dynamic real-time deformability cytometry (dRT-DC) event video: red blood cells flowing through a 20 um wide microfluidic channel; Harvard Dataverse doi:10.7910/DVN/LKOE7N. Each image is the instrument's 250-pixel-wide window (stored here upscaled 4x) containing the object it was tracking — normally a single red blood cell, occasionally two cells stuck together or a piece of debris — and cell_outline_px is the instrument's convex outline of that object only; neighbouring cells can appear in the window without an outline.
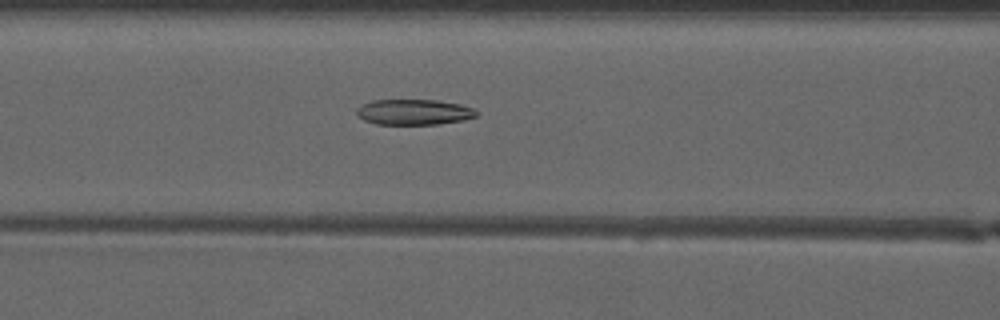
{"species": "common noctule bat (a hibernating species)", "species_latin": "Nyctalus noctula", "temperature_condition": "warm", "stored_images_in_passage": 51, "camera_frame_rate_fps": 3000, "um_per_image_px": 0.085, "animal": {"sex": "male", "forearm_length_mm": 52.5}, "frame": {"image": 1, "passage_image": 23, "time_ms": 7.333, "image_size_px": [1000, 320], "cell_outline_px": [[480, 112], [476, 116], [464, 120], [440, 124], [376, 124], [364, 120], [356, 116], [356, 108], [360, 104], [372, 100], [436, 100], [460, 104], [472, 108]], "centroid_in_image_um": [35.15, 9.52], "position_along_channel_um": 131.4, "area_um2": 18.03}}
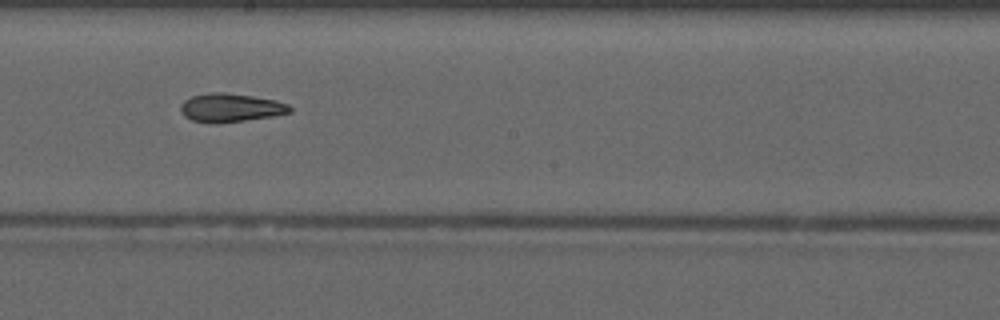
{"frame": {"image": 2, "passage_image": 30, "time_ms": 9.667, "image_size_px": [1000, 320], "cell_outline_px": [[292, 112], [272, 116], [216, 124], [208, 124], [192, 120], [184, 116], [180, 112], [180, 104], [184, 100], [192, 96], [208, 92], [224, 92], [252, 96], [276, 100], [288, 104], [292, 108]], "centroid_in_image_um": [19.56, 9.16], "position_along_channel_um": 228.6, "area_um2": 18.38}}
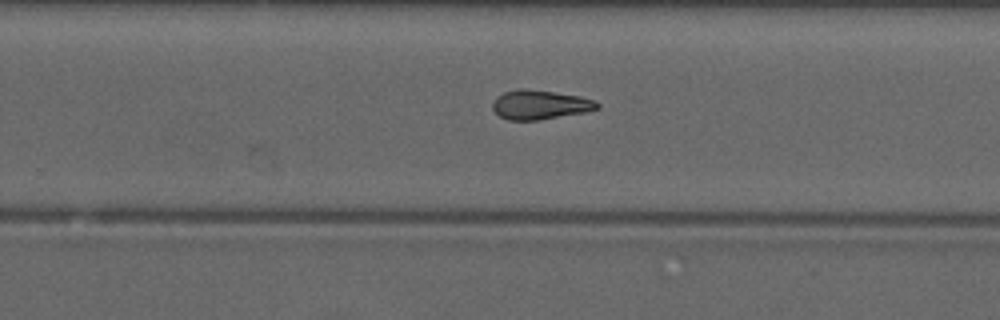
{"frame": {"image": 3, "passage_image": 34, "time_ms": 11.0, "image_size_px": [1000, 320], "cell_outline_px": [[600, 108], [588, 112], [540, 120], [508, 120], [500, 116], [492, 108], [492, 104], [496, 96], [504, 92], [520, 88], [528, 88], [580, 96], [596, 100], [600, 104]], "centroid_in_image_um": [45.93, 8.9], "position_along_channel_um": 283.9, "area_um2": 18.15}, "authors_computed_cell_mechanics": {"area_um2": 18.4382, "velocity_mm_per_s": 4.1689, "shape_relaxation_time_tau1_ms": null, "shape_relaxation_time_tau2_ms": 2.1311, "deformation_change_tau1": null, "deformation_change_tau2": 0.0846}}